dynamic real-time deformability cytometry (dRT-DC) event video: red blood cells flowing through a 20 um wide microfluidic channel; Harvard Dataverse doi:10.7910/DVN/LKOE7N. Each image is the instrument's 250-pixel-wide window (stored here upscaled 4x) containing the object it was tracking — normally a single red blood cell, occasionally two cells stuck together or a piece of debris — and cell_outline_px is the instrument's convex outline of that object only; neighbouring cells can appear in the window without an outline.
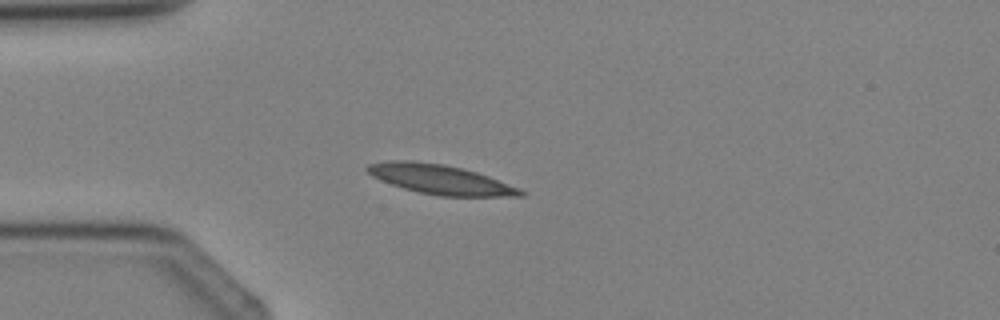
{"species": "Egyptian fruit bat (a non-hibernating species)", "species_latin": "Rousettus aegyptiacus", "temperature_condition": "cold", "stored_images_in_passage": 2, "camera_frame_rate_fps": 3000, "um_per_image_px": 0.085, "animal": {"sex": "female"}, "frame": {"image": 1, "passage_image": 2, "time_ms": 2.0, "image_size_px": [1000, 320], "cell_outline_px": [[524, 196], [440, 196], [420, 192], [404, 188], [380, 180], [372, 176], [364, 168], [368, 164], [388, 160], [412, 160], [444, 164], [476, 172], [488, 176], [520, 188], [524, 192]], "centroid_in_image_um": [37.39, 15.24], "position_along_channel_um": 47.6, "area_um2": 26.18}}